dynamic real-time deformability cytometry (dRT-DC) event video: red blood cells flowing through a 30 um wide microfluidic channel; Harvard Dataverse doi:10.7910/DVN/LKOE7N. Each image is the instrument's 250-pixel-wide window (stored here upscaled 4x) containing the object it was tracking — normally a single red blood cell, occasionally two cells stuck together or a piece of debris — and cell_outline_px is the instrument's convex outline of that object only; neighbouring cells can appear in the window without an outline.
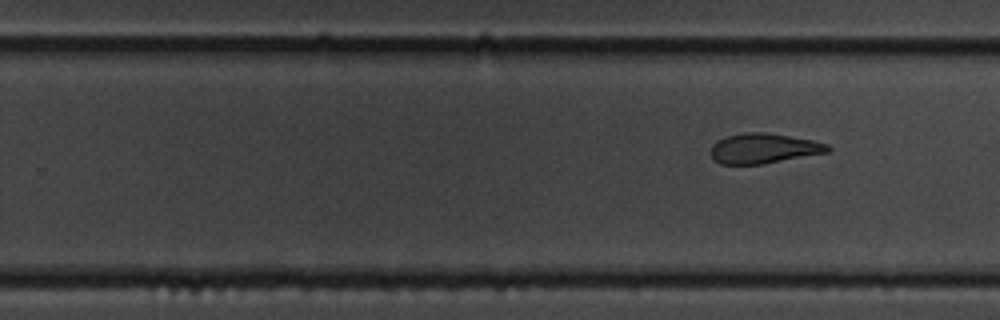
{"species": "common noctule bat (a hibernating species)", "species_latin": "Nyctalus noctula", "temperature_condition": "cold", "stored_images_in_passage": 11, "segment_of_instrument_passage": [2, 2], "camera_frame_rate_fps": 3000, "um_per_image_px": 0.085, "animal": {"sex": "male", "body_mass_g": 19.5, "forearm_length_mm": 54.6}, "frame": {"image": 1, "passage_image": 11, "time_ms": 12.333, "image_size_px": [1000, 320], "cell_outline_px": [[832, 148], [828, 152], [760, 164], [720, 164], [708, 152], [712, 144], [716, 140], [724, 136], [744, 132], [764, 132], [812, 140], [828, 144]], "centroid_in_image_um": [64.85, 12.6], "position_along_channel_um": 264.9, "area_um2": 20.46}}